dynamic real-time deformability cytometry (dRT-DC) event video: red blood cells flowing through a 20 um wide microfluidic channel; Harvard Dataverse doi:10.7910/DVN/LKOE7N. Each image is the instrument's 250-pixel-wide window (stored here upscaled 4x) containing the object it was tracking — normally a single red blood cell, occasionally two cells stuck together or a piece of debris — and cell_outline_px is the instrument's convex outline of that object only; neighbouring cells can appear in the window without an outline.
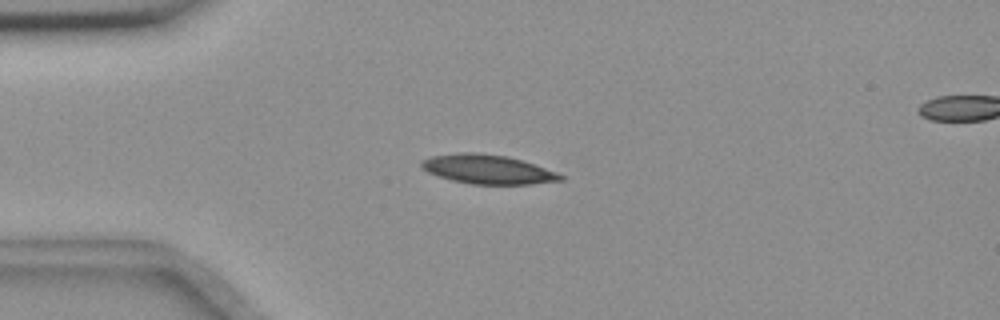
{"species": "common noctule bat (a hibernating species)", "species_latin": "Nyctalus noctula", "temperature_condition": "room temperature", "stored_images_in_passage": 9, "camera_frame_rate_fps": 3000, "um_per_image_px": 0.085, "animal": {"sex": "female", "body_mass_g": 18.4}, "frame": {"image": 1, "passage_image": 2, "time_ms": 1.0, "image_size_px": [1000, 320], "cell_outline_px": [[564, 180], [532, 184], [472, 184], [452, 180], [428, 172], [420, 164], [420, 160], [432, 156], [460, 152], [476, 152], [508, 156], [556, 172], [564, 176]], "centroid_in_image_um": [41.45, 14.39], "position_along_channel_um": 43.6, "area_um2": 23.41}}
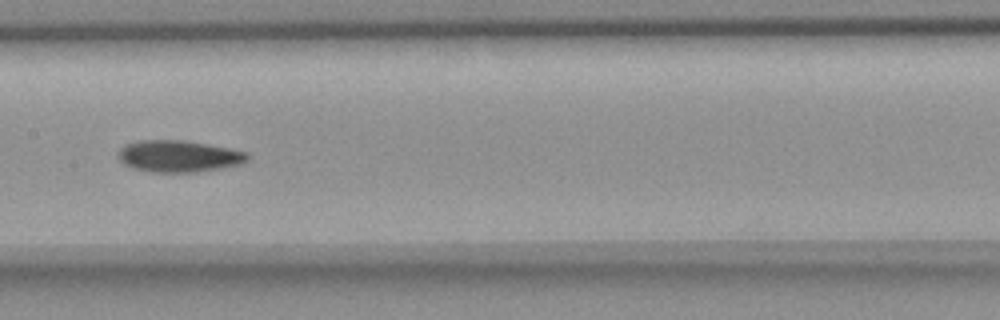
{"frame": {"image": 2, "passage_image": 6, "time_ms": 5.667, "image_size_px": [1000, 320], "cell_outline_px": [[248, 160], [244, 164], [196, 172], [148, 172], [132, 168], [124, 164], [120, 160], [120, 148], [124, 144], [136, 140], [180, 140], [208, 144], [232, 148], [248, 152]], "centroid_in_image_um": [15.22, 13.27], "position_along_channel_um": 192.2, "area_um2": 24.1}}
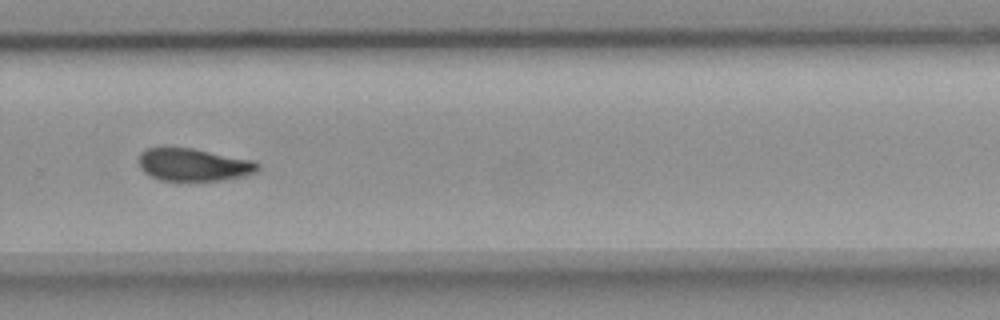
{"frame": {"image": 3, "passage_image": 9, "time_ms": 9.0, "image_size_px": [1000, 320], "cell_outline_px": [[260, 168], [256, 172], [244, 176], [224, 180], [160, 180], [144, 172], [140, 168], [140, 152], [148, 148], [192, 148], [256, 160], [260, 164]], "centroid_in_image_um": [16.52, 14.0], "position_along_channel_um": 313.3, "area_um2": 22.6}}